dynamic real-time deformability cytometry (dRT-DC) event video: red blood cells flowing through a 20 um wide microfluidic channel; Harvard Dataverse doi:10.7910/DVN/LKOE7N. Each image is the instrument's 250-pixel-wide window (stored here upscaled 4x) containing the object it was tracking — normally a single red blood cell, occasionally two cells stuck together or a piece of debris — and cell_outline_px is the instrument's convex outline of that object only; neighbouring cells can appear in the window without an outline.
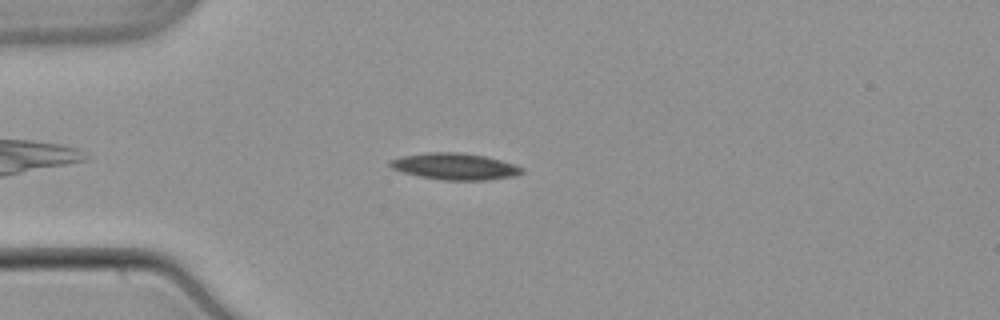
{"species": "common noctule bat (a hibernating species)", "species_latin": "Nyctalus noctula", "temperature_condition": "warm", "stored_images_in_passage": 44, "camera_frame_rate_fps": 3000, "um_per_image_px": 0.085, "animal": {"sex": "male", "body_mass_g": 21.5, "forearm_length_mm": 52.0}, "frame": {"image": 1, "passage_image": 15, "time_ms": 4.667, "image_size_px": [1000, 320], "cell_outline_px": [[520, 172], [504, 176], [468, 180], [428, 176], [396, 168], [392, 164], [396, 160], [412, 156], [480, 156], [496, 160], [520, 168]], "centroid_in_image_um": [38.77, 14.19], "position_along_channel_um": 46.2, "area_um2": 16.13}}
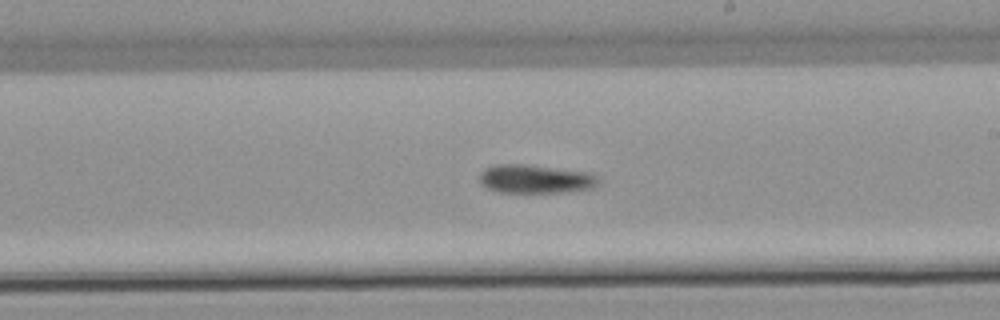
{"frame": {"image": 2, "passage_image": 32, "time_ms": 10.333, "image_size_px": [1000, 320], "cell_outline_px": [[592, 180], [588, 184], [572, 188], [532, 192], [516, 192], [496, 188], [488, 184], [484, 180], [484, 172], [492, 168], [536, 168], [564, 172], [588, 176]], "centroid_in_image_um": [45.3, 15.27], "position_along_channel_um": 243.7, "area_um2": 14.39}}
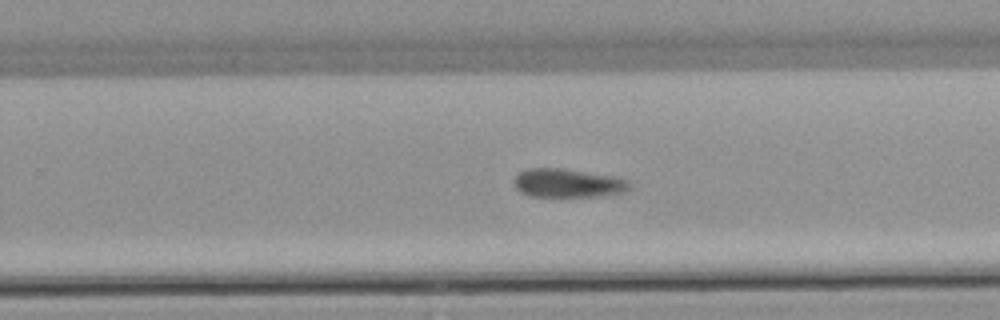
{"frame": {"image": 3, "passage_image": 35, "time_ms": 11.333, "image_size_px": [1000, 320], "cell_outline_px": [[624, 184], [620, 188], [604, 192], [572, 196], [544, 196], [524, 192], [516, 184], [516, 180], [524, 172], [568, 172], [616, 180]], "centroid_in_image_um": [47.98, 15.64], "position_along_channel_um": 281.8, "area_um2": 14.33}, "authors_computed_cell_mechanics": {"area_um2": 15.7505, "velocity_mm_per_s": 3.8237, "shape_relaxation_time_tau1_ms": null, "shape_relaxation_time_tau2_ms": 4.4074, "deformation_change_tau1": null, "deformation_change_tau2": 0.1165}}